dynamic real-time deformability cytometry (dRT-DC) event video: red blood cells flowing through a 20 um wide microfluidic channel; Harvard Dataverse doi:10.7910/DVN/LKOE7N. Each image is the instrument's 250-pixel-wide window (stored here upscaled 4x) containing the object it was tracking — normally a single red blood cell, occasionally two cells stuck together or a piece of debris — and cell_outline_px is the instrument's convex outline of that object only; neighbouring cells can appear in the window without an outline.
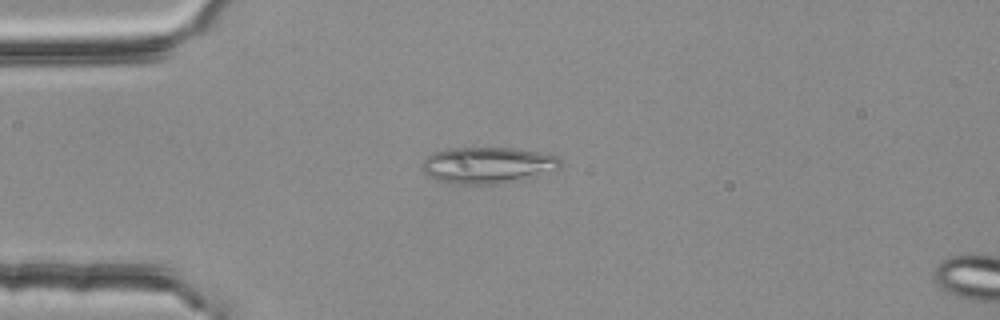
{"species": "common noctule bat (a hibernating species)", "species_latin": "Nyctalus noctula", "temperature_condition": "room temperature", "stored_images_in_passage": 3, "segment_of_instrument_passage": [1, 2], "camera_frame_rate_fps": 3000, "um_per_image_px": 0.085, "animal": {"sex": "female", "body_mass_g": 25.1}, "frame": {"image": 1, "passage_image": 2, "time_ms": 0.333, "image_size_px": [1000, 320], "cell_outline_px": [[560, 168], [556, 172], [524, 180], [504, 184], [456, 184], [436, 180], [428, 176], [420, 168], [420, 164], [432, 152], [448, 148], [512, 148], [536, 152], [556, 156], [560, 160]], "centroid_in_image_um": [41.46, 14.07], "position_along_channel_um": 43.5, "area_um2": 29.94}}